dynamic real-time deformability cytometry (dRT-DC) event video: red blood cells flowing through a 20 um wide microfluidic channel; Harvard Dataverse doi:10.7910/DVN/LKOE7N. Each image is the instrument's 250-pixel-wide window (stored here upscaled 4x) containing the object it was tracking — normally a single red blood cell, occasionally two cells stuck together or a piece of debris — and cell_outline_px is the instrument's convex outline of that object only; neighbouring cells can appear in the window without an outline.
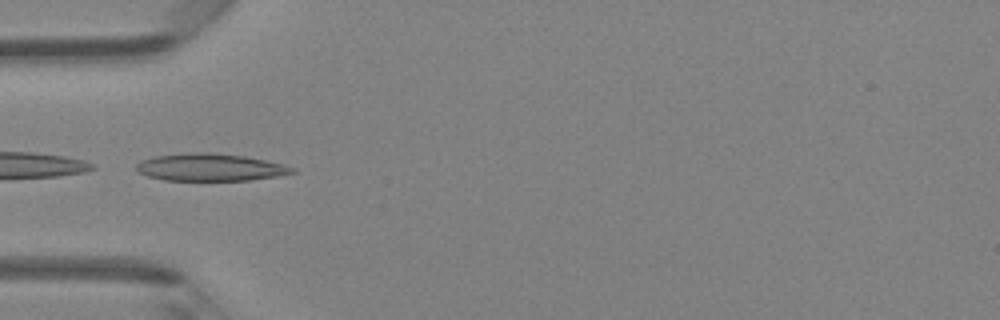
{"species": "Egyptian fruit bat (a non-hibernating species)", "species_latin": "Rousettus aegyptiacus", "temperature_condition": "room temperature", "stored_images_in_passage": 4, "camera_frame_rate_fps": 3000, "um_per_image_px": 0.085, "animal": {"sex": "female"}, "frame": {"image": 1, "passage_image": 4, "time_ms": 1.0, "image_size_px": [1000, 320], "cell_outline_px": [[296, 172], [276, 176], [252, 180], [164, 180], [148, 176], [136, 172], [136, 164], [140, 160], [156, 156], [196, 152], [212, 152], [244, 156], [284, 164], [296, 168]], "centroid_in_image_um": [17.86, 14.22], "position_along_channel_um": 67.1, "area_um2": 24.85}}